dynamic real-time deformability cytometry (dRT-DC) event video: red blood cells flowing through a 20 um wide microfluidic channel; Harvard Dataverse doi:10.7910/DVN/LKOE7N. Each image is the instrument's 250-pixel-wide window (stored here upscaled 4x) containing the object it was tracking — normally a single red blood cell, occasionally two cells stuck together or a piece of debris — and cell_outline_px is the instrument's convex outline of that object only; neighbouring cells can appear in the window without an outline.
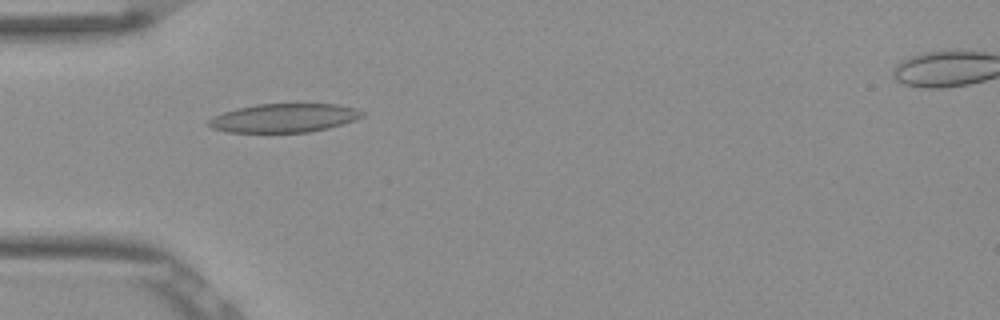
{"species": "Egyptian fruit bat (a non-hibernating species)", "species_latin": "Rousettus aegyptiacus", "temperature_condition": "room temperature", "stored_images_in_passage": 52, "camera_frame_rate_fps": 3000, "um_per_image_px": 0.085, "frame": {"image": 1, "passage_image": 16, "time_ms": 5.0, "image_size_px": [1000, 320], "cell_outline_px": [[364, 116], [356, 120], [328, 128], [308, 132], [228, 132], [212, 128], [208, 124], [208, 120], [224, 112], [236, 108], [256, 104], [336, 104], [356, 108], [364, 112]], "centroid_in_image_um": [24.18, 10.02], "position_along_channel_um": 60.8, "area_um2": 25.61}}
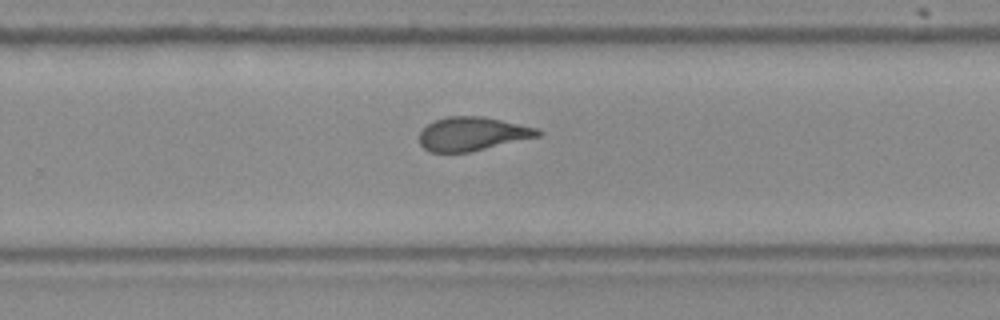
{"frame": {"image": 2, "passage_image": 34, "time_ms": 11.0, "image_size_px": [1000, 320], "cell_outline_px": [[544, 132], [540, 136], [468, 152], [428, 152], [420, 144], [420, 132], [428, 124], [436, 120], [448, 116], [484, 116], [536, 128]], "centroid_in_image_um": [40.15, 11.37], "position_along_channel_um": 289.7, "area_um2": 23.06}}
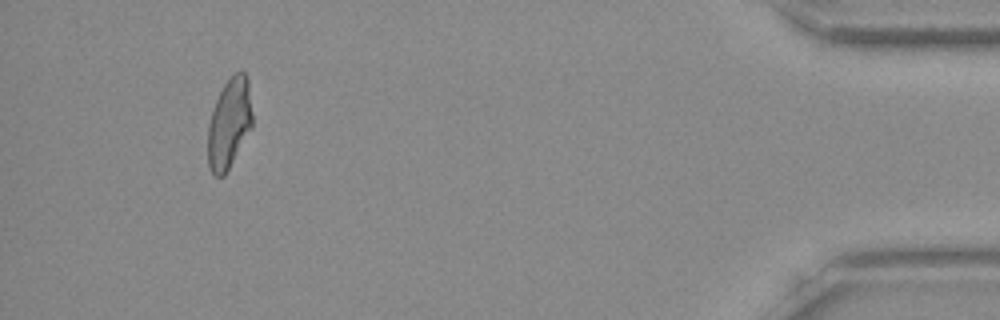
{"frame": {"image": 3, "passage_image": 49, "time_ms": 16.0, "image_size_px": [1000, 320], "cell_outline_px": [[252, 128], [224, 176], [216, 176], [208, 168], [208, 124], [216, 100], [224, 84], [236, 72], [244, 72], [248, 80], [252, 112]], "centroid_in_image_um": [19.49, 10.51], "position_along_channel_um": 415.7, "area_um2": 23.18}, "authors_computed_cell_mechanics": {"area_um2": 24.3916, "velocity_mm_per_s": 3.8465, "shape_relaxation_time_tau1_ms": null, "shape_relaxation_time_tau2_ms": 1.5608, "deformation_change_tau1": null, "deformation_change_tau2": 0.0886}}